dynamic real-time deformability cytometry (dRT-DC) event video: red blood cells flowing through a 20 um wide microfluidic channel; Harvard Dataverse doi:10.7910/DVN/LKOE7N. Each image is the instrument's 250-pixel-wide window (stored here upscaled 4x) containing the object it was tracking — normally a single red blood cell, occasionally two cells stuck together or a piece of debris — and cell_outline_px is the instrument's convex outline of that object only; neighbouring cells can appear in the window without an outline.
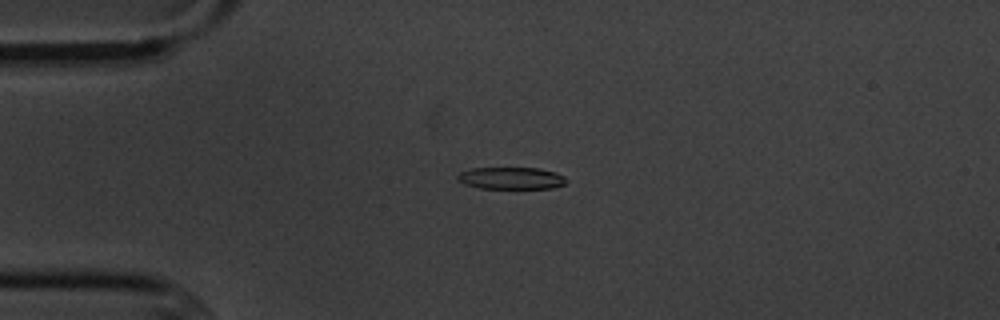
{"species": "common noctule bat (a hibernating species)", "species_latin": "Nyctalus noctula", "temperature_condition": "cold", "stored_images_in_passage": 5, "camera_frame_rate_fps": 3000, "um_per_image_px": 0.085, "animal": {"sex": "male", "body_mass_g": 20.1, "forearm_length_mm": 53.5}, "frame": {"image": 1, "passage_image": 4, "time_ms": 3.667, "image_size_px": [1000, 320], "cell_outline_px": [[568, 180], [564, 184], [552, 188], [480, 188], [464, 184], [456, 180], [456, 176], [460, 172], [472, 168], [540, 168], [556, 172], [564, 176]], "centroid_in_image_um": [43.44, 15.14], "position_along_channel_um": 41.6, "area_um2": 14.05}}